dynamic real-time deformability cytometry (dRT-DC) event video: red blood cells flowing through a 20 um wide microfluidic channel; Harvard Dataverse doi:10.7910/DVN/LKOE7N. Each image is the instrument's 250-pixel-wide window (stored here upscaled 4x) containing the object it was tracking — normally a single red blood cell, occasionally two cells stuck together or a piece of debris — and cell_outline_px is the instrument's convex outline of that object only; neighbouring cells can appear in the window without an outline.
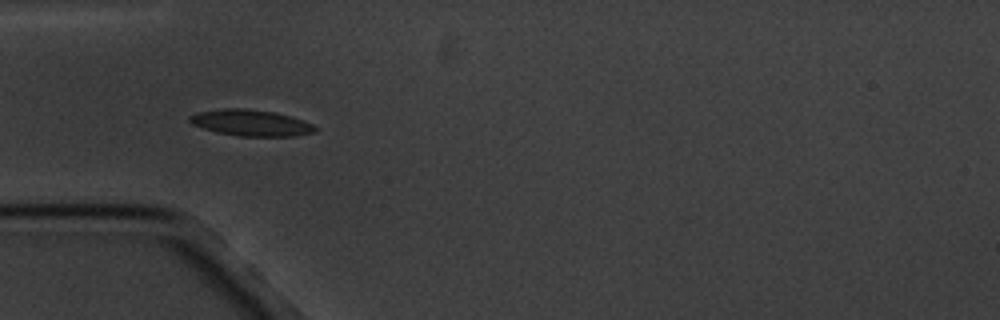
{"species": "common noctule bat (a hibernating species)", "species_latin": "Nyctalus noctula", "temperature_condition": "cold", "stored_images_in_passage": 5, "camera_frame_rate_fps": 3000, "um_per_image_px": 0.085, "animal": {"sex": "male", "body_mass_g": 20.1, "forearm_length_mm": 53.5}, "frame": {"image": 1, "passage_image": 4, "time_ms": 3.667, "image_size_px": [1000, 320], "cell_outline_px": [[316, 132], [296, 136], [240, 136], [216, 132], [192, 124], [188, 120], [188, 116], [196, 112], [224, 108], [244, 108], [272, 112], [304, 120], [312, 124], [316, 128]], "centroid_in_image_um": [21.3, 10.44], "position_along_channel_um": 63.7, "area_um2": 19.13}}
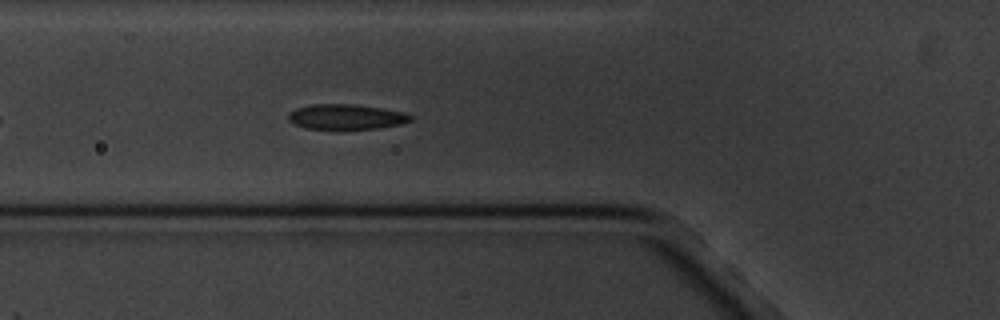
{"frame": {"image": 2, "passage_image": 5, "time_ms": 4.667, "image_size_px": [1000, 320], "cell_outline_px": [[412, 120], [404, 124], [380, 128], [340, 132], [308, 128], [292, 124], [288, 120], [288, 112], [296, 108], [312, 104], [352, 104], [384, 108], [404, 112], [412, 116]], "centroid_in_image_um": [29.42, 9.97], "position_along_channel_um": 96.4, "area_um2": 18.96}}